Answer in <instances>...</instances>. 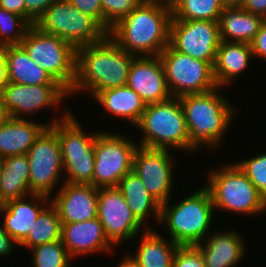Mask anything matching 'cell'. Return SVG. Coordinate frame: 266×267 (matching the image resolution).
<instances>
[{
  "label": "cell",
  "instance_id": "9a60e30c",
  "mask_svg": "<svg viewBox=\"0 0 266 267\" xmlns=\"http://www.w3.org/2000/svg\"><path fill=\"white\" fill-rule=\"evenodd\" d=\"M168 149L138 146L133 158L132 171L142 180L148 192L163 204L171 199L174 165L176 160ZM175 161V162H174Z\"/></svg>",
  "mask_w": 266,
  "mask_h": 267
},
{
  "label": "cell",
  "instance_id": "4dcf8cb0",
  "mask_svg": "<svg viewBox=\"0 0 266 267\" xmlns=\"http://www.w3.org/2000/svg\"><path fill=\"white\" fill-rule=\"evenodd\" d=\"M171 20L218 21L224 10L222 0H177Z\"/></svg>",
  "mask_w": 266,
  "mask_h": 267
},
{
  "label": "cell",
  "instance_id": "5b68a950",
  "mask_svg": "<svg viewBox=\"0 0 266 267\" xmlns=\"http://www.w3.org/2000/svg\"><path fill=\"white\" fill-rule=\"evenodd\" d=\"M135 128L143 134L138 146L189 152L185 114L177 97L147 104Z\"/></svg>",
  "mask_w": 266,
  "mask_h": 267
},
{
  "label": "cell",
  "instance_id": "f6af8a7d",
  "mask_svg": "<svg viewBox=\"0 0 266 267\" xmlns=\"http://www.w3.org/2000/svg\"><path fill=\"white\" fill-rule=\"evenodd\" d=\"M116 267H139L137 261L132 257L131 254L126 255L123 259L117 263Z\"/></svg>",
  "mask_w": 266,
  "mask_h": 267
},
{
  "label": "cell",
  "instance_id": "e0dca14e",
  "mask_svg": "<svg viewBox=\"0 0 266 267\" xmlns=\"http://www.w3.org/2000/svg\"><path fill=\"white\" fill-rule=\"evenodd\" d=\"M127 86L140 95L146 104L163 102L172 97L159 56L134 57Z\"/></svg>",
  "mask_w": 266,
  "mask_h": 267
},
{
  "label": "cell",
  "instance_id": "7a4b0ae2",
  "mask_svg": "<svg viewBox=\"0 0 266 267\" xmlns=\"http://www.w3.org/2000/svg\"><path fill=\"white\" fill-rule=\"evenodd\" d=\"M171 19V6L144 0L108 36L135 57L159 56L169 45Z\"/></svg>",
  "mask_w": 266,
  "mask_h": 267
},
{
  "label": "cell",
  "instance_id": "74e56055",
  "mask_svg": "<svg viewBox=\"0 0 266 267\" xmlns=\"http://www.w3.org/2000/svg\"><path fill=\"white\" fill-rule=\"evenodd\" d=\"M79 11L89 15L102 26V3L101 0H68Z\"/></svg>",
  "mask_w": 266,
  "mask_h": 267
},
{
  "label": "cell",
  "instance_id": "d590c367",
  "mask_svg": "<svg viewBox=\"0 0 266 267\" xmlns=\"http://www.w3.org/2000/svg\"><path fill=\"white\" fill-rule=\"evenodd\" d=\"M173 267H206L200 251L195 246H179Z\"/></svg>",
  "mask_w": 266,
  "mask_h": 267
},
{
  "label": "cell",
  "instance_id": "30bf717a",
  "mask_svg": "<svg viewBox=\"0 0 266 267\" xmlns=\"http://www.w3.org/2000/svg\"><path fill=\"white\" fill-rule=\"evenodd\" d=\"M172 97L205 93L217 88L209 62L180 53L168 45L159 55Z\"/></svg>",
  "mask_w": 266,
  "mask_h": 267
},
{
  "label": "cell",
  "instance_id": "5bb4252c",
  "mask_svg": "<svg viewBox=\"0 0 266 267\" xmlns=\"http://www.w3.org/2000/svg\"><path fill=\"white\" fill-rule=\"evenodd\" d=\"M97 218L103 225L109 242L116 246L122 241H132L143 225L135 218L117 187L98 188Z\"/></svg>",
  "mask_w": 266,
  "mask_h": 267
},
{
  "label": "cell",
  "instance_id": "cb8c5ba5",
  "mask_svg": "<svg viewBox=\"0 0 266 267\" xmlns=\"http://www.w3.org/2000/svg\"><path fill=\"white\" fill-rule=\"evenodd\" d=\"M251 44L221 41L216 53L213 75L218 87L226 88L248 69L253 59Z\"/></svg>",
  "mask_w": 266,
  "mask_h": 267
},
{
  "label": "cell",
  "instance_id": "d6986e66",
  "mask_svg": "<svg viewBox=\"0 0 266 267\" xmlns=\"http://www.w3.org/2000/svg\"><path fill=\"white\" fill-rule=\"evenodd\" d=\"M61 241L73 260L78 256L101 252L111 254L114 250L97 217L82 222L62 223Z\"/></svg>",
  "mask_w": 266,
  "mask_h": 267
},
{
  "label": "cell",
  "instance_id": "d4e9b609",
  "mask_svg": "<svg viewBox=\"0 0 266 267\" xmlns=\"http://www.w3.org/2000/svg\"><path fill=\"white\" fill-rule=\"evenodd\" d=\"M30 194L29 161L26 154L0 159V205Z\"/></svg>",
  "mask_w": 266,
  "mask_h": 267
},
{
  "label": "cell",
  "instance_id": "44dd1931",
  "mask_svg": "<svg viewBox=\"0 0 266 267\" xmlns=\"http://www.w3.org/2000/svg\"><path fill=\"white\" fill-rule=\"evenodd\" d=\"M214 232H209L206 240L195 245L206 267H235L245 258L244 237L235 230Z\"/></svg>",
  "mask_w": 266,
  "mask_h": 267
},
{
  "label": "cell",
  "instance_id": "83f0119b",
  "mask_svg": "<svg viewBox=\"0 0 266 267\" xmlns=\"http://www.w3.org/2000/svg\"><path fill=\"white\" fill-rule=\"evenodd\" d=\"M117 188L121 191L132 214L146 229H152L150 225H145L147 217L151 214L159 224L161 204L148 192L142 180L133 171L119 181Z\"/></svg>",
  "mask_w": 266,
  "mask_h": 267
},
{
  "label": "cell",
  "instance_id": "7402d4cb",
  "mask_svg": "<svg viewBox=\"0 0 266 267\" xmlns=\"http://www.w3.org/2000/svg\"><path fill=\"white\" fill-rule=\"evenodd\" d=\"M63 113L61 118L58 115L46 124L29 120L27 117L24 119L10 118L0 126V159L11 155L27 154L35 139L46 127L63 120L71 111L66 110Z\"/></svg>",
  "mask_w": 266,
  "mask_h": 267
},
{
  "label": "cell",
  "instance_id": "9c48e42d",
  "mask_svg": "<svg viewBox=\"0 0 266 267\" xmlns=\"http://www.w3.org/2000/svg\"><path fill=\"white\" fill-rule=\"evenodd\" d=\"M41 31L57 36L76 49L103 41L108 32L68 0H57L35 23Z\"/></svg>",
  "mask_w": 266,
  "mask_h": 267
},
{
  "label": "cell",
  "instance_id": "7dc6e473",
  "mask_svg": "<svg viewBox=\"0 0 266 267\" xmlns=\"http://www.w3.org/2000/svg\"><path fill=\"white\" fill-rule=\"evenodd\" d=\"M150 2H156V3H161V4H165V5H169V6H173V4L177 1V0H147Z\"/></svg>",
  "mask_w": 266,
  "mask_h": 267
},
{
  "label": "cell",
  "instance_id": "836d02e7",
  "mask_svg": "<svg viewBox=\"0 0 266 267\" xmlns=\"http://www.w3.org/2000/svg\"><path fill=\"white\" fill-rule=\"evenodd\" d=\"M144 0H101L102 27L109 33L111 28L130 14Z\"/></svg>",
  "mask_w": 266,
  "mask_h": 267
},
{
  "label": "cell",
  "instance_id": "ba28073f",
  "mask_svg": "<svg viewBox=\"0 0 266 267\" xmlns=\"http://www.w3.org/2000/svg\"><path fill=\"white\" fill-rule=\"evenodd\" d=\"M20 45L28 56L45 69L68 92L76 73V48L63 39L31 25Z\"/></svg>",
  "mask_w": 266,
  "mask_h": 267
},
{
  "label": "cell",
  "instance_id": "ee69618b",
  "mask_svg": "<svg viewBox=\"0 0 266 267\" xmlns=\"http://www.w3.org/2000/svg\"><path fill=\"white\" fill-rule=\"evenodd\" d=\"M10 118L11 114L8 112V109L0 95V126L7 122Z\"/></svg>",
  "mask_w": 266,
  "mask_h": 267
},
{
  "label": "cell",
  "instance_id": "603a6c76",
  "mask_svg": "<svg viewBox=\"0 0 266 267\" xmlns=\"http://www.w3.org/2000/svg\"><path fill=\"white\" fill-rule=\"evenodd\" d=\"M6 63L7 81L21 85L59 84L45 69L34 62L21 45L0 48Z\"/></svg>",
  "mask_w": 266,
  "mask_h": 267
},
{
  "label": "cell",
  "instance_id": "3957f363",
  "mask_svg": "<svg viewBox=\"0 0 266 267\" xmlns=\"http://www.w3.org/2000/svg\"><path fill=\"white\" fill-rule=\"evenodd\" d=\"M220 89L179 97L189 134V152L204 146L216 150L235 119L236 108Z\"/></svg>",
  "mask_w": 266,
  "mask_h": 267
},
{
  "label": "cell",
  "instance_id": "f546056e",
  "mask_svg": "<svg viewBox=\"0 0 266 267\" xmlns=\"http://www.w3.org/2000/svg\"><path fill=\"white\" fill-rule=\"evenodd\" d=\"M61 219L55 206L50 202L40 212L30 227L27 236L18 244L28 250L38 245L61 240Z\"/></svg>",
  "mask_w": 266,
  "mask_h": 267
},
{
  "label": "cell",
  "instance_id": "bcb514c9",
  "mask_svg": "<svg viewBox=\"0 0 266 267\" xmlns=\"http://www.w3.org/2000/svg\"><path fill=\"white\" fill-rule=\"evenodd\" d=\"M224 7H242L245 0H222Z\"/></svg>",
  "mask_w": 266,
  "mask_h": 267
},
{
  "label": "cell",
  "instance_id": "8992f818",
  "mask_svg": "<svg viewBox=\"0 0 266 267\" xmlns=\"http://www.w3.org/2000/svg\"><path fill=\"white\" fill-rule=\"evenodd\" d=\"M221 167V168H220ZM214 169L205 187L210 191L214 210H224L244 216L266 212V199L235 162Z\"/></svg>",
  "mask_w": 266,
  "mask_h": 267
},
{
  "label": "cell",
  "instance_id": "b9f144b4",
  "mask_svg": "<svg viewBox=\"0 0 266 267\" xmlns=\"http://www.w3.org/2000/svg\"><path fill=\"white\" fill-rule=\"evenodd\" d=\"M0 7L25 18V0H0Z\"/></svg>",
  "mask_w": 266,
  "mask_h": 267
},
{
  "label": "cell",
  "instance_id": "4316f807",
  "mask_svg": "<svg viewBox=\"0 0 266 267\" xmlns=\"http://www.w3.org/2000/svg\"><path fill=\"white\" fill-rule=\"evenodd\" d=\"M95 102L107 110L110 115L126 119L134 127L140 121L147 104L127 85L102 90L94 96Z\"/></svg>",
  "mask_w": 266,
  "mask_h": 267
},
{
  "label": "cell",
  "instance_id": "ab89813d",
  "mask_svg": "<svg viewBox=\"0 0 266 267\" xmlns=\"http://www.w3.org/2000/svg\"><path fill=\"white\" fill-rule=\"evenodd\" d=\"M18 243L11 238L3 228L2 224L0 225V257H8L14 251V245Z\"/></svg>",
  "mask_w": 266,
  "mask_h": 267
},
{
  "label": "cell",
  "instance_id": "2e32d148",
  "mask_svg": "<svg viewBox=\"0 0 266 267\" xmlns=\"http://www.w3.org/2000/svg\"><path fill=\"white\" fill-rule=\"evenodd\" d=\"M11 118L24 119L46 108H57L69 96L61 84L21 85L7 82L0 91Z\"/></svg>",
  "mask_w": 266,
  "mask_h": 267
},
{
  "label": "cell",
  "instance_id": "7c38bea8",
  "mask_svg": "<svg viewBox=\"0 0 266 267\" xmlns=\"http://www.w3.org/2000/svg\"><path fill=\"white\" fill-rule=\"evenodd\" d=\"M29 161V188L33 194L52 199L62 180L63 160L57 133L46 127L26 154Z\"/></svg>",
  "mask_w": 266,
  "mask_h": 267
},
{
  "label": "cell",
  "instance_id": "e575fe53",
  "mask_svg": "<svg viewBox=\"0 0 266 267\" xmlns=\"http://www.w3.org/2000/svg\"><path fill=\"white\" fill-rule=\"evenodd\" d=\"M235 163L266 199V153Z\"/></svg>",
  "mask_w": 266,
  "mask_h": 267
},
{
  "label": "cell",
  "instance_id": "484cf974",
  "mask_svg": "<svg viewBox=\"0 0 266 267\" xmlns=\"http://www.w3.org/2000/svg\"><path fill=\"white\" fill-rule=\"evenodd\" d=\"M264 20L242 7H224L218 20L221 41L251 44Z\"/></svg>",
  "mask_w": 266,
  "mask_h": 267
},
{
  "label": "cell",
  "instance_id": "f35d334b",
  "mask_svg": "<svg viewBox=\"0 0 266 267\" xmlns=\"http://www.w3.org/2000/svg\"><path fill=\"white\" fill-rule=\"evenodd\" d=\"M251 48L254 58L258 56L259 59L266 60V19L261 24L259 32L251 42Z\"/></svg>",
  "mask_w": 266,
  "mask_h": 267
},
{
  "label": "cell",
  "instance_id": "8d00e7d4",
  "mask_svg": "<svg viewBox=\"0 0 266 267\" xmlns=\"http://www.w3.org/2000/svg\"><path fill=\"white\" fill-rule=\"evenodd\" d=\"M57 0H25V19L35 25L45 11Z\"/></svg>",
  "mask_w": 266,
  "mask_h": 267
},
{
  "label": "cell",
  "instance_id": "4fadbf2b",
  "mask_svg": "<svg viewBox=\"0 0 266 267\" xmlns=\"http://www.w3.org/2000/svg\"><path fill=\"white\" fill-rule=\"evenodd\" d=\"M221 43L219 21L171 20L169 45L214 66Z\"/></svg>",
  "mask_w": 266,
  "mask_h": 267
},
{
  "label": "cell",
  "instance_id": "52a82bcc",
  "mask_svg": "<svg viewBox=\"0 0 266 267\" xmlns=\"http://www.w3.org/2000/svg\"><path fill=\"white\" fill-rule=\"evenodd\" d=\"M50 127L57 133L61 148L63 173H66L62 181L92 185L98 133L83 131L73 113Z\"/></svg>",
  "mask_w": 266,
  "mask_h": 267
},
{
  "label": "cell",
  "instance_id": "277c9868",
  "mask_svg": "<svg viewBox=\"0 0 266 267\" xmlns=\"http://www.w3.org/2000/svg\"><path fill=\"white\" fill-rule=\"evenodd\" d=\"M161 204L159 224L167 226L169 239L179 246H195L211 229L214 205L210 191L203 185L174 205Z\"/></svg>",
  "mask_w": 266,
  "mask_h": 267
},
{
  "label": "cell",
  "instance_id": "8fae6325",
  "mask_svg": "<svg viewBox=\"0 0 266 267\" xmlns=\"http://www.w3.org/2000/svg\"><path fill=\"white\" fill-rule=\"evenodd\" d=\"M97 132L92 185L97 188L117 187L119 181L132 171L138 145L119 133Z\"/></svg>",
  "mask_w": 266,
  "mask_h": 267
},
{
  "label": "cell",
  "instance_id": "6da1fadb",
  "mask_svg": "<svg viewBox=\"0 0 266 267\" xmlns=\"http://www.w3.org/2000/svg\"><path fill=\"white\" fill-rule=\"evenodd\" d=\"M134 57L109 36L77 48L75 80L69 95L84 91L94 97L102 90L127 85Z\"/></svg>",
  "mask_w": 266,
  "mask_h": 267
},
{
  "label": "cell",
  "instance_id": "1f68e13d",
  "mask_svg": "<svg viewBox=\"0 0 266 267\" xmlns=\"http://www.w3.org/2000/svg\"><path fill=\"white\" fill-rule=\"evenodd\" d=\"M33 267H70L71 259L61 240L31 248Z\"/></svg>",
  "mask_w": 266,
  "mask_h": 267
},
{
  "label": "cell",
  "instance_id": "ffe728a7",
  "mask_svg": "<svg viewBox=\"0 0 266 267\" xmlns=\"http://www.w3.org/2000/svg\"><path fill=\"white\" fill-rule=\"evenodd\" d=\"M49 199L48 196L32 193L0 205V217L2 215V226L6 233L19 244L27 236L40 212L46 207L45 204L48 205L51 202Z\"/></svg>",
  "mask_w": 266,
  "mask_h": 267
},
{
  "label": "cell",
  "instance_id": "7bdbcfd3",
  "mask_svg": "<svg viewBox=\"0 0 266 267\" xmlns=\"http://www.w3.org/2000/svg\"><path fill=\"white\" fill-rule=\"evenodd\" d=\"M7 75H6V63L5 58L0 50V91L3 89V87L7 84Z\"/></svg>",
  "mask_w": 266,
  "mask_h": 267
},
{
  "label": "cell",
  "instance_id": "60d3db41",
  "mask_svg": "<svg viewBox=\"0 0 266 267\" xmlns=\"http://www.w3.org/2000/svg\"><path fill=\"white\" fill-rule=\"evenodd\" d=\"M242 8L266 19V0H245Z\"/></svg>",
  "mask_w": 266,
  "mask_h": 267
},
{
  "label": "cell",
  "instance_id": "ac0fdd59",
  "mask_svg": "<svg viewBox=\"0 0 266 267\" xmlns=\"http://www.w3.org/2000/svg\"><path fill=\"white\" fill-rule=\"evenodd\" d=\"M51 203L58 211L61 223H74L97 217L98 188L90 184L63 182Z\"/></svg>",
  "mask_w": 266,
  "mask_h": 267
},
{
  "label": "cell",
  "instance_id": "d6a6232c",
  "mask_svg": "<svg viewBox=\"0 0 266 267\" xmlns=\"http://www.w3.org/2000/svg\"><path fill=\"white\" fill-rule=\"evenodd\" d=\"M30 26L21 15L0 7V48L20 45Z\"/></svg>",
  "mask_w": 266,
  "mask_h": 267
},
{
  "label": "cell",
  "instance_id": "f1b7e54d",
  "mask_svg": "<svg viewBox=\"0 0 266 267\" xmlns=\"http://www.w3.org/2000/svg\"><path fill=\"white\" fill-rule=\"evenodd\" d=\"M141 233L136 255H132L139 267H173L179 245L170 239L167 242V239L154 229L144 227Z\"/></svg>",
  "mask_w": 266,
  "mask_h": 267
}]
</instances>
